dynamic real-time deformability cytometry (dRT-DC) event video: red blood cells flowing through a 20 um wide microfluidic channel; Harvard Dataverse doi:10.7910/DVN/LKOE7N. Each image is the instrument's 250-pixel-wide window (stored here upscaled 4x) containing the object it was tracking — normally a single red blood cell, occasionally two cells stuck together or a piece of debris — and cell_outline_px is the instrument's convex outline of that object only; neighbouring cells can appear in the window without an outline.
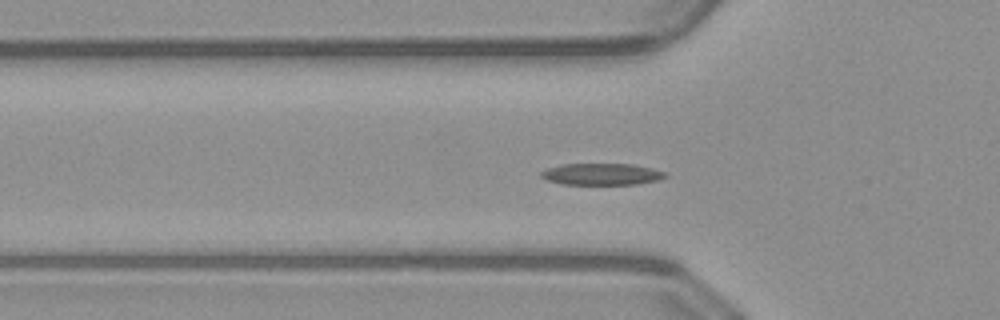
{"species": "common noctule bat (a hibernating species)", "species_latin": "Nyctalus noctula", "temperature_condition": "warm", "stored_images_in_passage": 37, "camera_frame_rate_fps": 3000, "um_per_image_px": 0.085, "animal": {"sex": "male", "body_mass_g": 23.1, "forearm_length_mm": 52.7}, "frame": {"image": 1, "passage_image": 3, "time_ms": 0.667, "image_size_px": [1000, 320], "cell_outline_px": [[668, 176], [656, 180], [636, 184], [560, 184], [548, 180], [540, 176], [540, 172], [548, 168], [560, 164], [632, 164], [652, 168], [668, 172]], "centroid_in_image_um": [51.15, 14.8], "position_along_channel_um": 74.7, "area_um2": 15.66}}
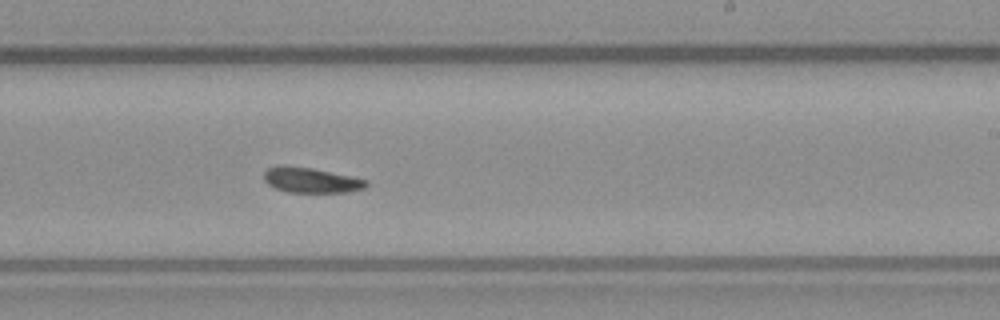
{"frame": {"image": 2, "passage_image": 17, "time_ms": 5.333, "image_size_px": [1000, 320], "cell_outline_px": [[368, 184], [364, 188], [348, 192], [288, 192], [276, 188], [268, 184], [264, 180], [264, 172], [268, 168], [284, 164], [312, 168], [352, 176], [368, 180]], "centroid_in_image_um": [26.44, 15.3], "position_along_channel_um": 262.6, "area_um2": 15.09}}
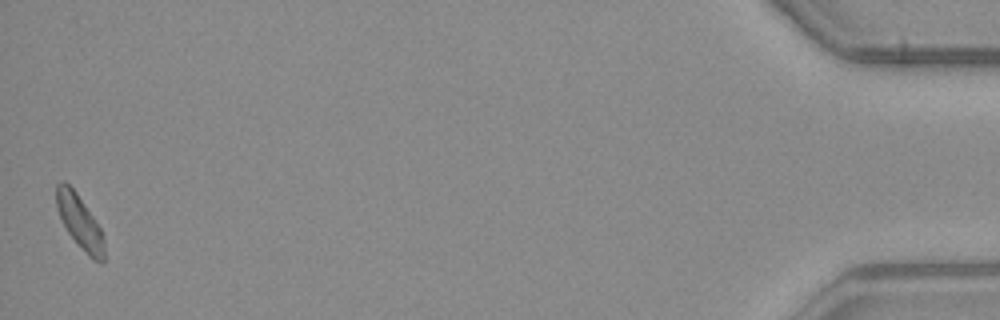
{"frame": {"image": 3, "passage_image": 37, "time_ms": 12.0, "image_size_px": [1000, 320], "cell_outline_px": [[104, 260], [100, 264], [92, 260], [88, 256], [68, 232], [56, 208], [56, 184], [60, 180], [64, 180], [76, 192], [100, 228], [104, 236]], "centroid_in_image_um": [6.78, 18.87], "position_along_channel_um": 428.4, "area_um2": 14.8}, "authors_computed_cell_mechanics": {"area_um2": 15.317, "velocity_mm_per_s": 4.0185, "shape_relaxation_time_tau1_ms": 2.8872, "shape_relaxation_time_tau2_ms": 2.4594, "deformation_change_tau1": 0.1184, "deformation_change_tau2": 0.0808}}